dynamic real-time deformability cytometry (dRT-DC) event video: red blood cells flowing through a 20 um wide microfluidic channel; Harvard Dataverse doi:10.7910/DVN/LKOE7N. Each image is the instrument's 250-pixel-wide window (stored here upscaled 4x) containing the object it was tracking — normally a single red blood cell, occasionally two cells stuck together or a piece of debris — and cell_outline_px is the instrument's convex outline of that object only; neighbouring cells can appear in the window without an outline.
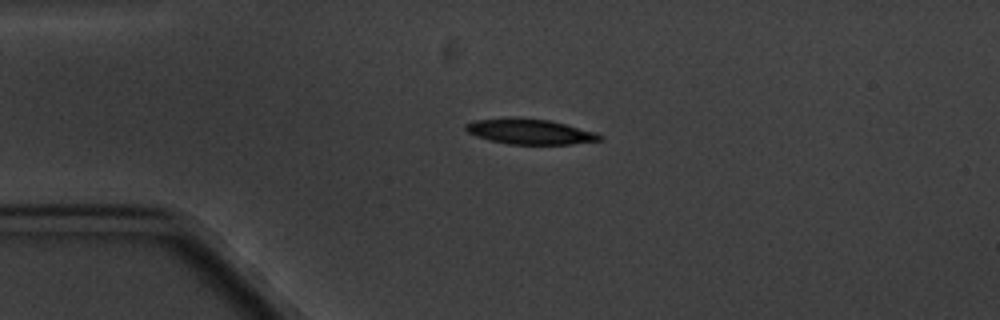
{"species": "common noctule bat (a hibernating species)", "species_latin": "Nyctalus noctula", "temperature_condition": "cold", "stored_images_in_passage": 4, "camera_frame_rate_fps": 3000, "um_per_image_px": 0.085, "animal": {"sex": "male", "body_mass_g": 20.1, "forearm_length_mm": 53.5}, "frame": {"image": 1, "passage_image": 3, "time_ms": 2.667, "image_size_px": [1000, 320], "cell_outline_px": [[600, 140], [572, 144], [508, 144], [488, 140], [476, 136], [468, 132], [464, 128], [464, 124], [472, 120], [508, 116], [516, 116], [548, 120], [596, 132], [600, 136]], "centroid_in_image_um": [44.92, 11.16], "position_along_channel_um": 40.1, "area_um2": 20.0}}